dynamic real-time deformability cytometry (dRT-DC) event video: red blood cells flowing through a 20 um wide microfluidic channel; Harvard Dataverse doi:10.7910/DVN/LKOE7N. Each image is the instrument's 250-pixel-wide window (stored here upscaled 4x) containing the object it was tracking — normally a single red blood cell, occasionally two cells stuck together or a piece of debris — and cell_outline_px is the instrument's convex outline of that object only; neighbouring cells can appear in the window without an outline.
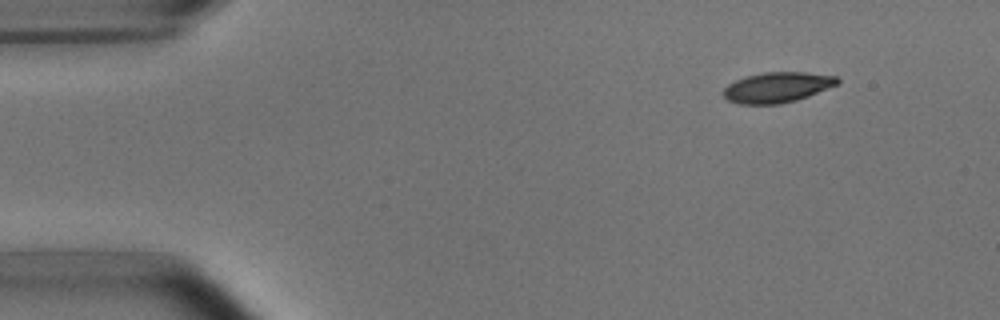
{"species": "common noctule bat (a hibernating species)", "species_latin": "Nyctalus noctula", "temperature_condition": "room temperature", "stored_images_in_passage": 9, "camera_frame_rate_fps": 3000, "um_per_image_px": 0.085, "animal": {"sex": "male", "body_mass_g": 15.6}, "frame": {"image": 1, "passage_image": 2, "time_ms": 1.0, "image_size_px": [1000, 320], "cell_outline_px": [[840, 84], [808, 96], [796, 100], [780, 104], [740, 104], [728, 100], [720, 92], [728, 84], [744, 76], [764, 72], [804, 72], [836, 76], [840, 80]], "centroid_in_image_um": [66.06, 7.42], "position_along_channel_um": 18.9, "area_um2": 20.35}}
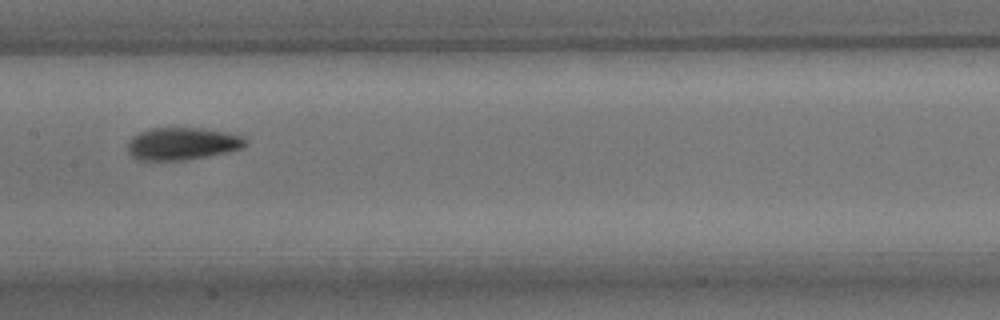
{"frame": {"image": 2, "passage_image": 8, "time_ms": 8.0, "image_size_px": [1000, 320], "cell_outline_px": [[248, 144], [244, 148], [228, 152], [188, 160], [136, 160], [128, 152], [128, 140], [132, 136], [140, 132], [152, 128], [200, 128], [224, 132], [240, 136], [248, 140]], "centroid_in_image_um": [15.49, 12.22], "position_along_channel_um": 191.9, "area_um2": 22.37}}
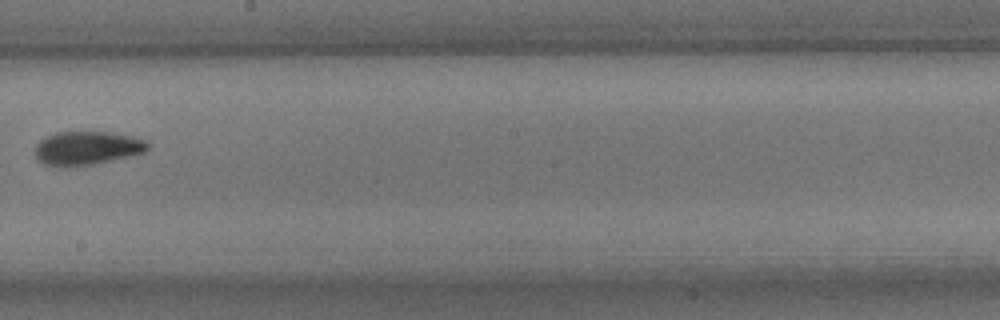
{"frame": {"image": 3, "passage_image": 9, "time_ms": 9.333, "image_size_px": [1000, 320], "cell_outline_px": [[152, 144], [144, 152], [128, 156], [92, 164], [44, 164], [36, 160], [36, 144], [40, 140], [56, 132], [108, 132], [132, 136], [144, 140]], "centroid_in_image_um": [7.42, 12.55], "position_along_channel_um": 240.8, "area_um2": 21.39}}